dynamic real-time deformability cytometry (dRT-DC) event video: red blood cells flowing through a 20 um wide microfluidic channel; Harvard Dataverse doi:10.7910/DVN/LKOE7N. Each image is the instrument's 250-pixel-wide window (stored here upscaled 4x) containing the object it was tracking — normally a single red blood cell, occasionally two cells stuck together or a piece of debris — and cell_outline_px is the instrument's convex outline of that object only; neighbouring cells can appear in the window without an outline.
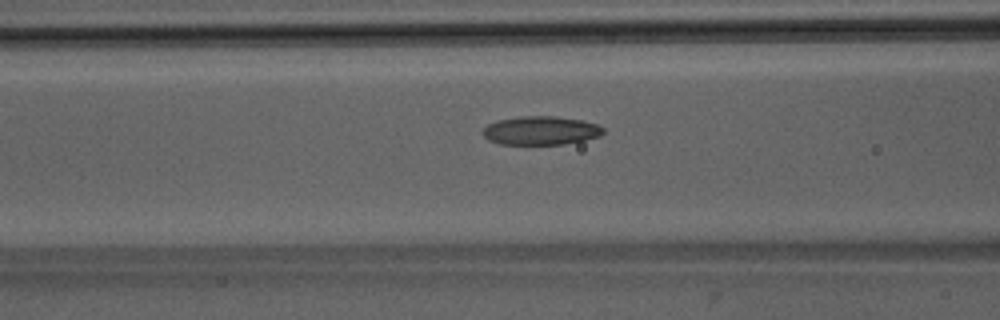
{"species": "Egyptian fruit bat (a non-hibernating species)", "species_latin": "Rousettus aegyptiacus", "temperature_condition": "room temperature", "stored_images_in_passage": 48, "camera_frame_rate_fps": 3000, "um_per_image_px": 0.085, "animal": {"sex": "male"}, "frame": {"image": 1, "passage_image": 18, "time_ms": 5.667, "image_size_px": [1000, 320], "cell_outline_px": [[604, 132], [600, 136], [584, 140], [564, 144], [500, 144], [488, 140], [480, 132], [488, 124], [496, 120], [520, 116], [556, 116], [580, 120], [596, 124], [604, 128]], "centroid_in_image_um": [45.93, 11.09], "position_along_channel_um": 120.7, "area_um2": 20.17}}
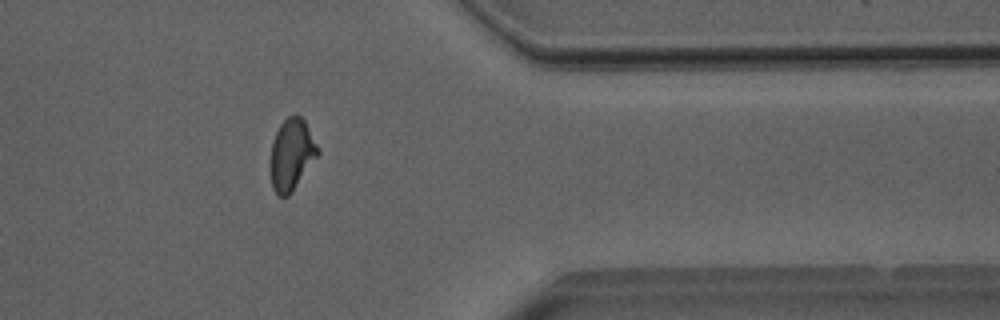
{"frame": {"image": 2, "passage_image": 39, "time_ms": 12.667, "image_size_px": [1000, 320], "cell_outline_px": [[320, 152], [288, 196], [276, 196], [272, 188], [268, 168], [272, 140], [280, 124], [288, 116], [300, 116], [304, 120], [320, 148]], "centroid_in_image_um": [24.74, 13.15], "position_along_channel_um": 386.7, "area_um2": 19.94}}
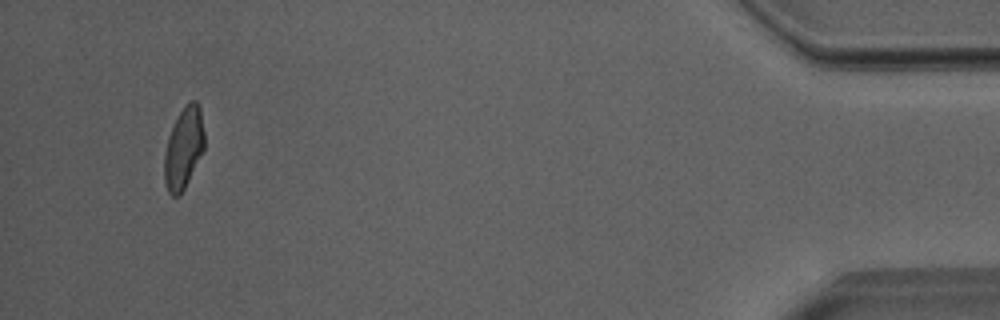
{"frame": {"image": 3, "passage_image": 46, "time_ms": 15.0, "image_size_px": [1000, 320], "cell_outline_px": [[204, 148], [180, 196], [172, 196], [168, 192], [164, 180], [164, 152], [168, 136], [180, 112], [192, 100], [196, 100], [200, 104], [204, 132]], "centroid_in_image_um": [15.6, 12.59], "position_along_channel_um": 419.6, "area_um2": 18.79}, "authors_computed_cell_mechanics": {"area_um2": 19.8254, "velocity_mm_per_s": 4.0006, "shape_relaxation_time_tau1_ms": 7.5598, "shape_relaxation_time_tau2_ms": 2.1477, "deformation_change_tau1": 0.1995, "deformation_change_tau2": 0.094}}